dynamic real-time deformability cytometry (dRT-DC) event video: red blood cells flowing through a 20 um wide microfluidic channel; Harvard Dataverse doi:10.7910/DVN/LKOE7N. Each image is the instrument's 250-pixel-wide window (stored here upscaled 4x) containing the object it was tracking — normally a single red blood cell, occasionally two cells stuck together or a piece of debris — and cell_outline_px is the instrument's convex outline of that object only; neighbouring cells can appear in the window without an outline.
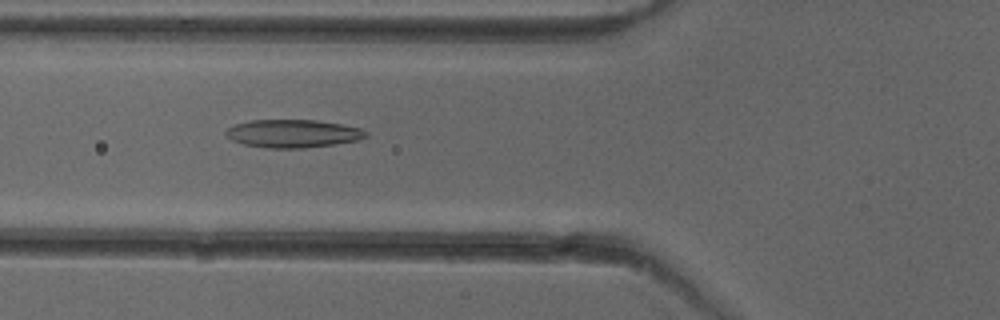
{"species": "common noctule bat (a hibernating species)", "species_latin": "Nyctalus noctula", "temperature_condition": "cold", "stored_images_in_passage": 51, "camera_frame_rate_fps": 3000, "um_per_image_px": 0.085, "animal": {"sex": "female"}, "frame": {"image": 1, "passage_image": 19, "time_ms": 6.0, "image_size_px": [1000, 320], "cell_outline_px": [[368, 136], [356, 140], [332, 144], [304, 148], [268, 148], [244, 144], [232, 140], [224, 132], [228, 128], [236, 124], [252, 120], [316, 120], [340, 124], [360, 128], [368, 132]], "centroid_in_image_um": [24.89, 11.35], "position_along_channel_um": 100.9, "area_um2": 22.6}}
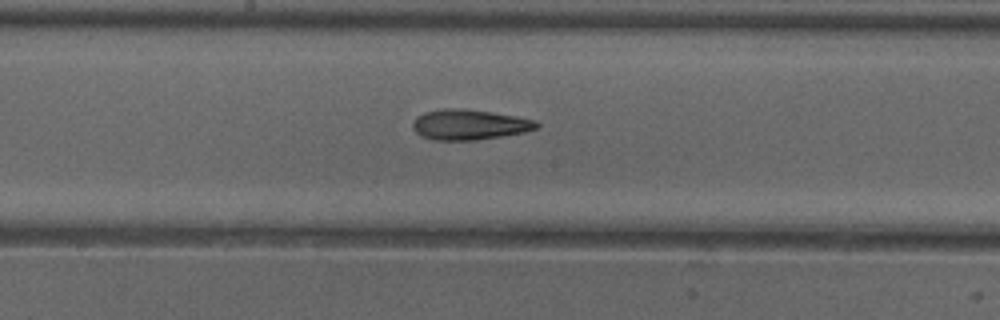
{"frame": {"image": 2, "passage_image": 27, "time_ms": 8.667, "image_size_px": [1000, 320], "cell_outline_px": [[540, 124], [536, 128], [524, 132], [476, 140], [432, 140], [416, 132], [412, 128], [412, 124], [416, 116], [424, 112], [444, 108], [464, 108], [492, 112], [516, 116], [536, 120]], "centroid_in_image_um": [39.88, 10.58], "position_along_channel_um": 208.3, "area_um2": 21.91}}
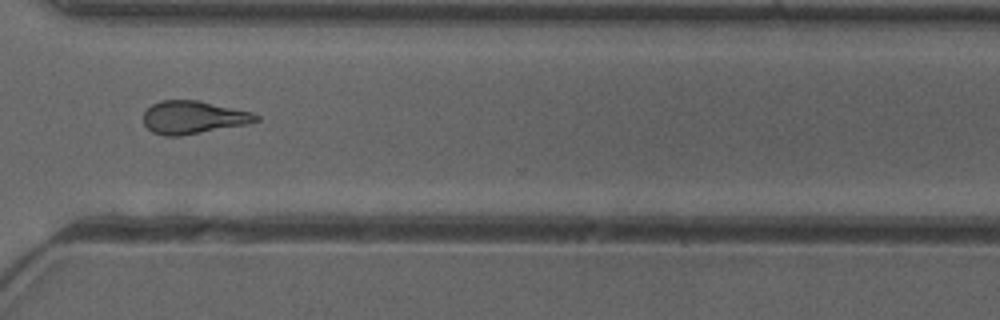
{"frame": {"image": 3, "passage_image": 38, "time_ms": 12.333, "image_size_px": [1000, 320], "cell_outline_px": [[260, 120], [248, 124], [180, 136], [164, 136], [152, 132], [144, 124], [144, 112], [152, 104], [160, 100], [196, 100], [252, 112], [260, 116]], "centroid_in_image_um": [16.43, 9.98], "position_along_channel_um": 354.2, "area_um2": 21.56}, "authors_computed_cell_mechanics": {"area_um2": 21.7906, "velocity_mm_per_s": 3.993, "shape_relaxation_time_tau1_ms": null, "shape_relaxation_time_tau2_ms": 4.0891, "deformation_change_tau1": null, "deformation_change_tau2": 0.1412}}